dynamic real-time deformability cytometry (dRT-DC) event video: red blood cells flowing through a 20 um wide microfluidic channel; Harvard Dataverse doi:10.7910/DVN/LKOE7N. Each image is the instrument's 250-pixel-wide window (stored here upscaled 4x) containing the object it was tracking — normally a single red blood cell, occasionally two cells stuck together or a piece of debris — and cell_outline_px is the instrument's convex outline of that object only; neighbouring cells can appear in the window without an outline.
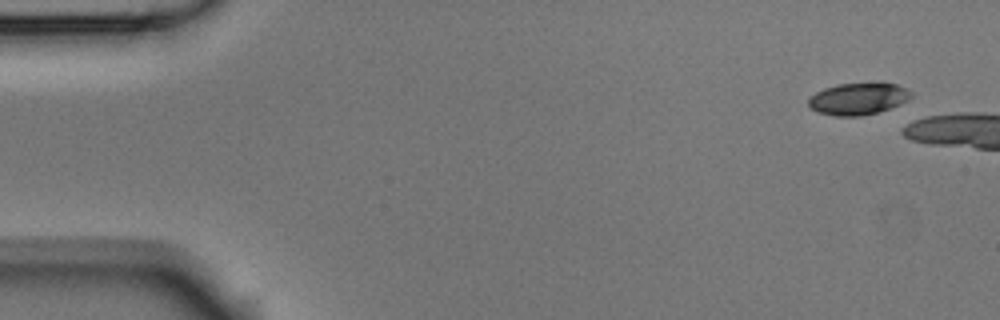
{"species": "Egyptian fruit bat (a non-hibernating species)", "species_latin": "Rousettus aegyptiacus", "temperature_condition": "room temperature", "stored_images_in_passage": 3, "camera_frame_rate_fps": 3000, "um_per_image_px": 0.085, "animal": {"sex": "male"}, "frame": {"image": 1, "passage_image": 1, "time_ms": 0.0, "image_size_px": [1000, 320], "cell_outline_px": [[912, 96], [908, 100], [900, 104], [880, 112], [860, 116], [836, 116], [816, 112], [808, 104], [808, 100], [816, 92], [824, 88], [836, 84], [880, 80], [896, 84], [912, 92]], "centroid_in_image_um": [72.98, 8.36], "position_along_channel_um": 12.0, "area_um2": 19.71}}